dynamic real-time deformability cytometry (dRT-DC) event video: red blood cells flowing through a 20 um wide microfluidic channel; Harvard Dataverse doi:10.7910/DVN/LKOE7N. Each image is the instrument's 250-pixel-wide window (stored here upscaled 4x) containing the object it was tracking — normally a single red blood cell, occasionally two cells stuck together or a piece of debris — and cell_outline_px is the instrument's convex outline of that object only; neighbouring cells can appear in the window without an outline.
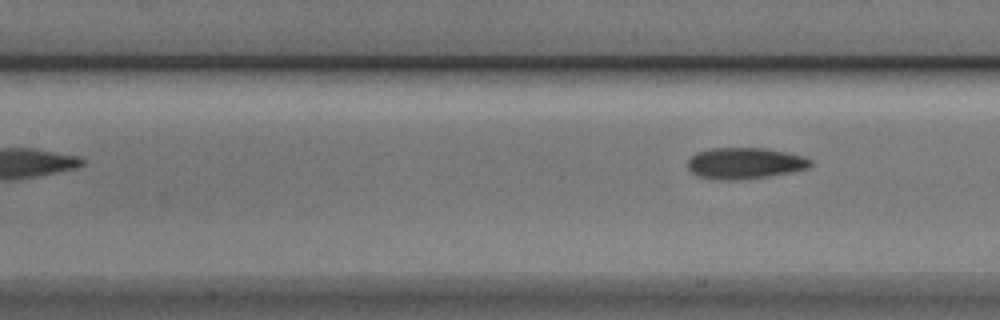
{"species": "Egyptian fruit bat (a non-hibernating species)", "species_latin": "Rousettus aegyptiacus", "temperature_condition": "cold", "stored_images_in_passage": 5, "segment_of_instrument_passage": [2, 2], "camera_frame_rate_fps": 3000, "um_per_image_px": 0.085, "animal": {"sex": "male"}, "frame": {"image": 1, "passage_image": 5, "time_ms": 1.333, "image_size_px": [1000, 320], "cell_outline_px": [[812, 164], [808, 168], [792, 172], [768, 176], [740, 180], [720, 180], [696, 176], [688, 168], [688, 160], [696, 152], [712, 148], [764, 148], [804, 156], [812, 160]], "centroid_in_image_um": [63.3, 13.88], "position_along_channel_um": 144.1, "area_um2": 22.43}}